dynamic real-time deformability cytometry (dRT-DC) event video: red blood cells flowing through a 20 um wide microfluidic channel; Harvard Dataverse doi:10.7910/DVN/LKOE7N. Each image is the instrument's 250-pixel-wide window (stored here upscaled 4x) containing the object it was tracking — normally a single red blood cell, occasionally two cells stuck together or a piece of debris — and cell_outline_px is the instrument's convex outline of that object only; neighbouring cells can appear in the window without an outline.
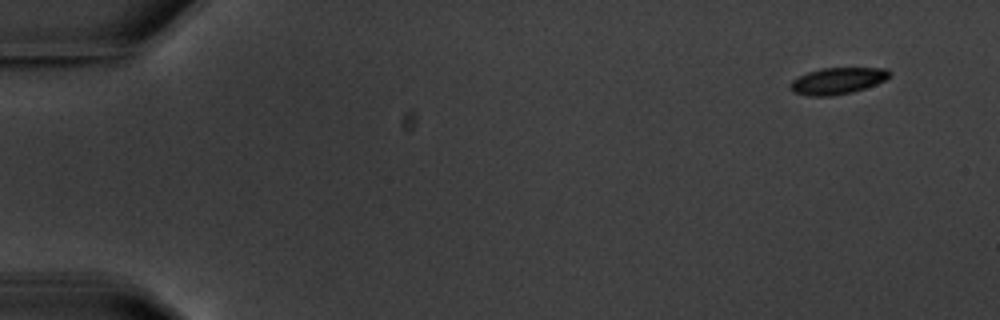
{"species": "common noctule bat (a hibernating species)", "species_latin": "Nyctalus noctula", "temperature_condition": "warm", "stored_images_in_passage": 5, "camera_frame_rate_fps": 3000, "um_per_image_px": 0.085, "animal": {"sex": "male", "body_mass_g": 20.1, "forearm_length_mm": 53.5}, "frame": {"image": 1, "passage_image": 1, "time_ms": 0.0, "image_size_px": [1000, 320], "cell_outline_px": [[892, 72], [884, 80], [876, 84], [852, 92], [832, 96], [808, 96], [792, 92], [788, 88], [792, 80], [808, 72], [820, 68], [888, 68]], "centroid_in_image_um": [71.16, 6.87], "position_along_channel_um": 13.8, "area_um2": 15.37}}